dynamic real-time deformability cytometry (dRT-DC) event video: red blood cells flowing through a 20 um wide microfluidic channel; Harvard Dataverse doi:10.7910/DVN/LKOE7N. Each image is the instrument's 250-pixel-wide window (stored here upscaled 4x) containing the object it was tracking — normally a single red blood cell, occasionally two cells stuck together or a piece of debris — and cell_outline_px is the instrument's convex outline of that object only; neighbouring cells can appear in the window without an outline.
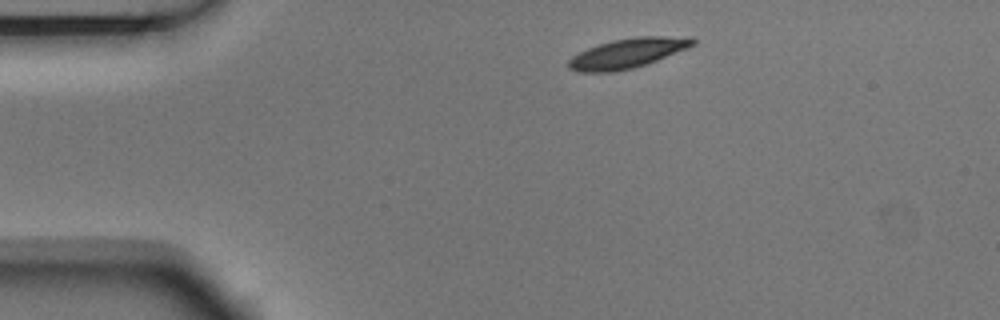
{"species": "Egyptian fruit bat (a non-hibernating species)", "species_latin": "Rousettus aegyptiacus", "temperature_condition": "room temperature", "stored_images_in_passage": 2, "camera_frame_rate_fps": 3000, "um_per_image_px": 0.085, "animal": {"sex": "male"}, "frame": {"image": 1, "passage_image": 1, "time_ms": 0.0, "image_size_px": [1000, 320], "cell_outline_px": [[696, 44], [688, 48], [656, 60], [632, 68], [612, 72], [576, 72], [568, 68], [568, 60], [572, 56], [588, 48], [612, 40], [636, 36], [692, 36], [696, 40]], "centroid_in_image_um": [53.37, 4.51], "position_along_channel_um": 31.6, "area_um2": 21.56}}